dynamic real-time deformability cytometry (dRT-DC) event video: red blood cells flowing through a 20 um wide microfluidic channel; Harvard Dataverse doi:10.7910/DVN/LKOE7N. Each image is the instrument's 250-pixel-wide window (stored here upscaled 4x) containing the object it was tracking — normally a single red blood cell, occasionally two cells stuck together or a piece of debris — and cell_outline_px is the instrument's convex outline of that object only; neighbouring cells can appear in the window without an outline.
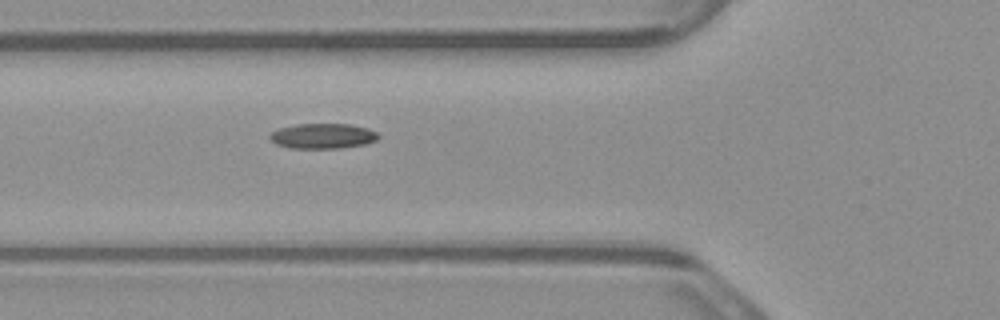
{"species": "common noctule bat (a hibernating species)", "species_latin": "Nyctalus noctula", "temperature_condition": "warm", "stored_images_in_passage": 6, "camera_frame_rate_fps": 3000, "um_per_image_px": 0.085, "animal": {"sex": "male", "body_mass_g": 23.1, "forearm_length_mm": 52.7}, "frame": {"image": 1, "passage_image": 6, "time_ms": 1.667, "image_size_px": [1000, 320], "cell_outline_px": [[380, 136], [376, 140], [364, 144], [340, 148], [288, 148], [276, 144], [268, 136], [272, 132], [280, 128], [296, 124], [352, 124], [368, 128], [376, 132]], "centroid_in_image_um": [27.44, 11.56], "position_along_channel_um": 98.4, "area_um2": 15.9}}